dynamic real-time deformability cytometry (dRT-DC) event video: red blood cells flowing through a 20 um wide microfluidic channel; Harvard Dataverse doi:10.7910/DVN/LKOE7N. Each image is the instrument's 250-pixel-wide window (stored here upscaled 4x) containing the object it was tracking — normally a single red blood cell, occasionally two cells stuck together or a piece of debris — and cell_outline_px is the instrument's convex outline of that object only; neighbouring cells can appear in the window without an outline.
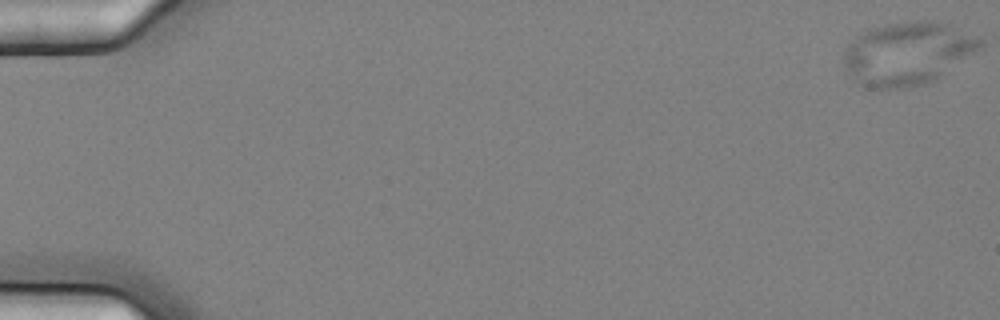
{"species": "common noctule bat (a hibernating species)", "species_latin": "Nyctalus noctula", "temperature_condition": "cold", "stored_images_in_passage": 7, "camera_frame_rate_fps": 3000, "um_per_image_px": 0.085, "animal": {"sex": "female", "body_mass_g": 25.1}, "frame": {"image": 1, "passage_image": 1, "time_ms": 0.0, "image_size_px": [1000, 320], "cell_outline_px": [[984, 48], [936, 80], [924, 84], [908, 88], [876, 88], [864, 84], [856, 80], [844, 68], [844, 56], [848, 44], [856, 36], [868, 28], [884, 24], [908, 20], [924, 20], [952, 24], [984, 40]], "centroid_in_image_um": [77.22, 4.51], "position_along_channel_um": 7.8, "area_um2": 50.69}}